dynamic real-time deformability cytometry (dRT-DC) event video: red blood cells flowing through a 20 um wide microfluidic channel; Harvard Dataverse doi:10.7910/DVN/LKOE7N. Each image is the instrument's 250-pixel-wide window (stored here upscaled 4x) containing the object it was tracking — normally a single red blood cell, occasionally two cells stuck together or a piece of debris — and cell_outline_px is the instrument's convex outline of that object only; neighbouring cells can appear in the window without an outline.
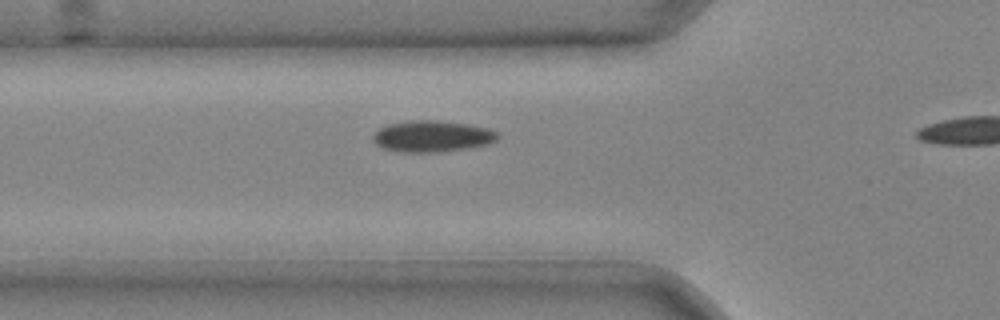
{"species": "common noctule bat (a hibernating species)", "species_latin": "Nyctalus noctula", "temperature_condition": "cold", "stored_images_in_passage": 11, "camera_frame_rate_fps": 3000, "um_per_image_px": 0.085, "animal": {"sex": "male", "body_mass_g": 20.4}, "frame": {"image": 1, "passage_image": 10, "time_ms": 3.0, "image_size_px": [1000, 320], "cell_outline_px": [[500, 136], [496, 140], [488, 144], [468, 148], [440, 152], [400, 152], [380, 148], [372, 140], [372, 136], [380, 128], [388, 124], [408, 120], [432, 120], [468, 124], [488, 128], [496, 132]], "centroid_in_image_um": [36.71, 11.59], "position_along_channel_um": 89.1, "area_um2": 22.89}}